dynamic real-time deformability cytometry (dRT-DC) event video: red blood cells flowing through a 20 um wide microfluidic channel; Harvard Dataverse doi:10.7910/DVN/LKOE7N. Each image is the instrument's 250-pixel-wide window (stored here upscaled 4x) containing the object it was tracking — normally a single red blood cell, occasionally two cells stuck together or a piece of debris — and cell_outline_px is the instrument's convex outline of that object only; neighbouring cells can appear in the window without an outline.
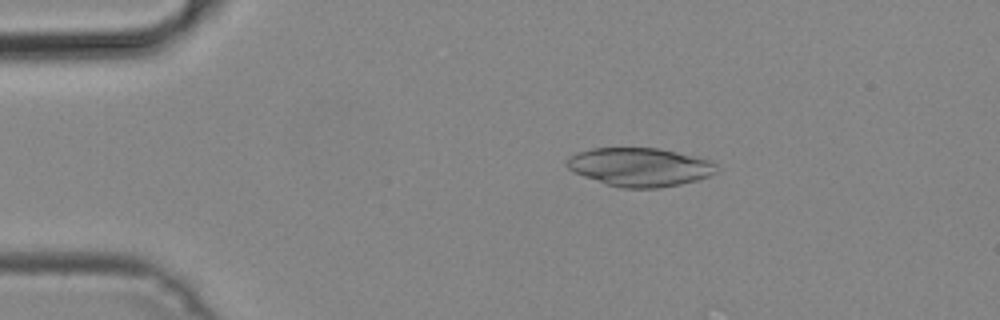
{"species": "common noctule bat (a hibernating species)", "species_latin": "Nyctalus noctula", "temperature_condition": "cold", "stored_images_in_passage": 49, "camera_frame_rate_fps": 3000, "um_per_image_px": 0.085, "animal": {"sex": "male", "body_mass_g": 19.2, "forearm_length_mm": 51.8}, "frame": {"image": 1, "passage_image": 9, "time_ms": 2.667, "image_size_px": [1000, 320], "cell_outline_px": [[720, 168], [716, 172], [700, 180], [680, 184], [656, 188], [620, 188], [572, 172], [564, 164], [568, 156], [576, 152], [592, 148], [660, 148], [712, 160]], "centroid_in_image_um": [54.39, 14.19], "position_along_channel_um": 30.6, "area_um2": 33.93}}